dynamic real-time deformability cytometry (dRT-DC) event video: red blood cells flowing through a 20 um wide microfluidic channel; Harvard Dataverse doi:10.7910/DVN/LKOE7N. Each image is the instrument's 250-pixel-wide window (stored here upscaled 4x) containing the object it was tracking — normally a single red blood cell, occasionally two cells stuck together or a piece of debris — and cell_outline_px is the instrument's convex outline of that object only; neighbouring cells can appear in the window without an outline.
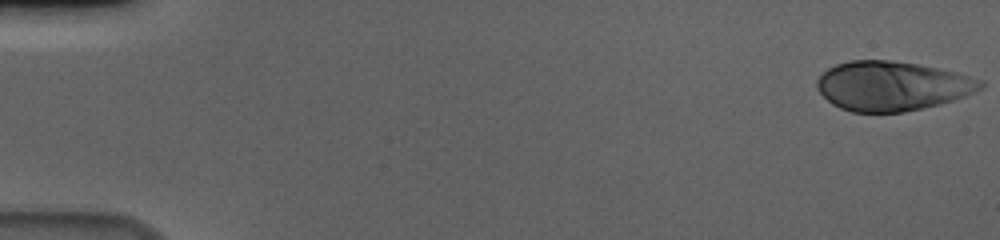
{"species": "human", "species_latin": "Homo sapiens", "temperature_condition": "cold", "stored_images_in_passage": 56, "camera_frame_rate_fps": 3000, "um_per_image_px": 0.085, "donor": {"sex": "male"}, "frame": {"image": 1, "passage_image": 1, "time_ms": 0.0, "image_size_px": [1000, 240], "cell_outline_px": [[984, 88], [964, 96], [940, 104], [904, 112], [852, 112], [840, 108], [832, 104], [816, 88], [816, 80], [828, 68], [836, 64], [848, 60], [892, 60], [916, 64], [956, 72], [984, 80]], "centroid_in_image_um": [75.82, 7.3], "position_along_channel_um": 9.2, "area_um2": 47.11}}
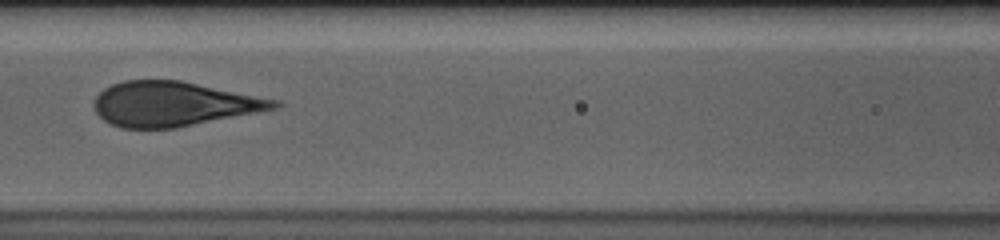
{"frame": {"image": 2, "passage_image": 26, "time_ms": 8.333, "image_size_px": [1000, 240], "cell_outline_px": [[284, 104], [280, 108], [176, 128], [120, 128], [104, 120], [96, 112], [96, 96], [104, 88], [112, 84], [124, 80], [180, 80], [280, 100]], "centroid_in_image_um": [14.81, 8.83], "position_along_channel_um": 151.8, "area_um2": 46.82}}
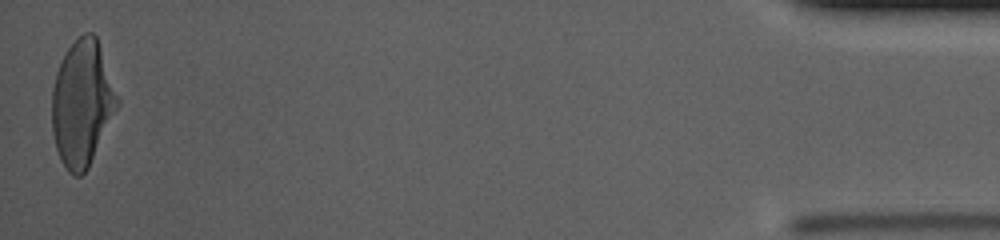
{"frame": {"image": 3, "passage_image": 56, "time_ms": 18.333, "image_size_px": [1000, 240], "cell_outline_px": [[120, 104], [88, 168], [80, 176], [72, 176], [68, 172], [60, 160], [56, 148], [52, 132], [52, 88], [56, 72], [68, 48], [84, 32], [92, 32], [96, 36], [120, 100]], "centroid_in_image_um": [6.98, 8.81], "position_along_channel_um": 428.2, "area_um2": 47.92}, "authors_computed_cell_mechanics": {"area_um2": 47.5116, "velocity_mm_per_s": 3.6316, "shape_relaxation_time_tau1_ms": 4.5281, "shape_relaxation_time_tau2_ms": null, "deformation_change_tau1": 0.2106, "deformation_change_tau2": null}}